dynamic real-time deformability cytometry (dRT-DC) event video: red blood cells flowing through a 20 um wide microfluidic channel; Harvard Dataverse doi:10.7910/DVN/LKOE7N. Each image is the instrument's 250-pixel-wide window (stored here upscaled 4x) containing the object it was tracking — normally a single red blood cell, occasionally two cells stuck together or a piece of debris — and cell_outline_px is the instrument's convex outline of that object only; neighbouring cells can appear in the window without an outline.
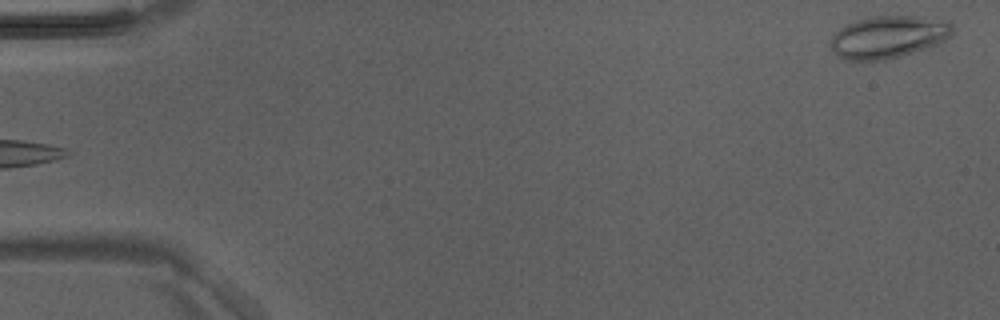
{"species": "Egyptian fruit bat (a non-hibernating species)", "species_latin": "Rousettus aegyptiacus", "temperature_condition": "room temperature", "stored_images_in_passage": 3, "camera_frame_rate_fps": 3000, "um_per_image_px": 0.085, "animal": {"sex": "male"}, "frame": {"image": 1, "passage_image": 3, "time_ms": 0.667, "image_size_px": [1000, 320], "cell_outline_px": [[952, 36], [940, 44], [928, 48], [884, 60], [844, 60], [836, 56], [828, 44], [828, 40], [840, 28], [856, 20], [872, 16], [920, 16], [952, 24]], "centroid_in_image_um": [75.46, 3.16], "position_along_channel_um": 9.5, "area_um2": 30.23}}